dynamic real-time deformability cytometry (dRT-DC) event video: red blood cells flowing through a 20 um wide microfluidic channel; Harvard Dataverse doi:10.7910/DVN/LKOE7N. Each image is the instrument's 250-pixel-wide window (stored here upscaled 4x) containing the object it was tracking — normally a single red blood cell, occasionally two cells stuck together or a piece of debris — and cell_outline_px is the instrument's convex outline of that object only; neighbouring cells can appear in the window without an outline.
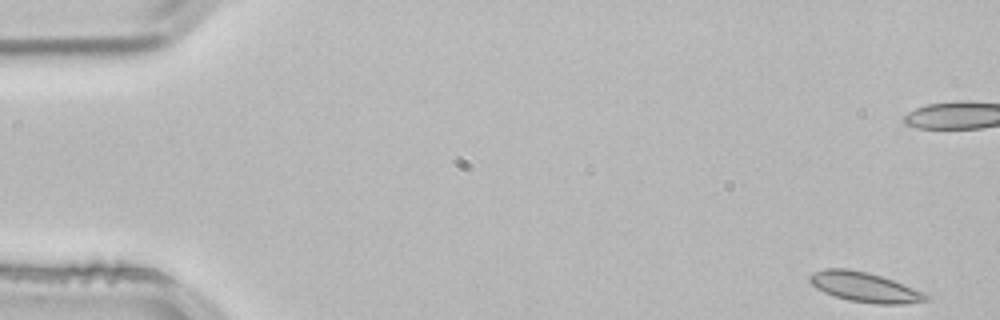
{"species": "common noctule bat (a hibernating species)", "species_latin": "Nyctalus noctula", "temperature_condition": "room temperature", "stored_images_in_passage": 53, "camera_frame_rate_fps": 3000, "um_per_image_px": 0.085, "animal": {"sex": "male", "body_mass_g": 21.5, "forearm_length_mm": 52.0}, "frame": {"image": 1, "passage_image": 1, "time_ms": 0.0, "image_size_px": [1000, 320], "cell_outline_px": [[932, 300], [904, 304], [876, 304], [848, 300], [824, 292], [816, 288], [808, 280], [808, 276], [812, 272], [824, 268], [848, 268], [868, 272], [904, 284], [924, 292], [932, 296]], "centroid_in_image_um": [73.52, 24.4], "position_along_channel_um": 11.5, "area_um2": 20.46}}
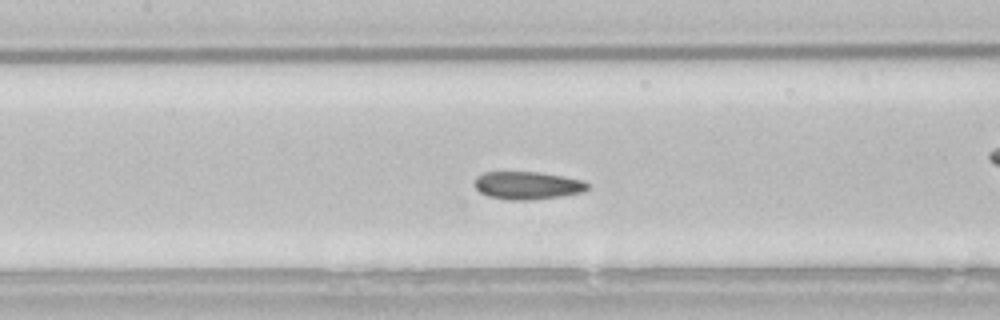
{"frame": {"image": 2, "passage_image": 23, "time_ms": 7.333, "image_size_px": [1000, 320], "cell_outline_px": [[588, 188], [584, 192], [560, 196], [532, 200], [508, 200], [488, 196], [480, 192], [472, 184], [476, 176], [484, 172], [540, 172], [580, 180], [588, 184]], "centroid_in_image_um": [44.77, 15.76], "position_along_channel_um": 162.6, "area_um2": 18.32}}
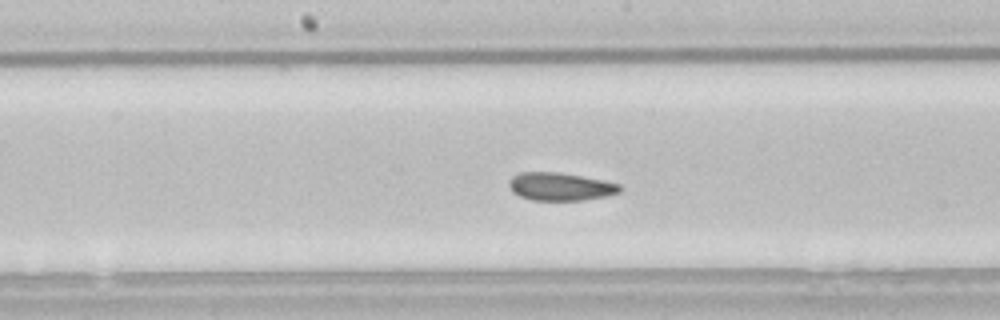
{"frame": {"image": 3, "passage_image": 26, "time_ms": 8.333, "image_size_px": [1000, 320], "cell_outline_px": [[620, 192], [604, 196], [584, 200], [532, 200], [520, 196], [512, 192], [508, 184], [508, 180], [512, 176], [520, 172], [560, 172], [620, 184]], "centroid_in_image_um": [47.56, 15.85], "position_along_channel_um": 200.6, "area_um2": 17.92}, "authors_computed_cell_mechanics": {"area_um2": 18.8428, "velocity_mm_per_s": 3.8065, "shape_relaxation_time_tau1_ms": null, "shape_relaxation_time_tau2_ms": 1.8593, "deformation_change_tau1": null, "deformation_change_tau2": 0.0669}}